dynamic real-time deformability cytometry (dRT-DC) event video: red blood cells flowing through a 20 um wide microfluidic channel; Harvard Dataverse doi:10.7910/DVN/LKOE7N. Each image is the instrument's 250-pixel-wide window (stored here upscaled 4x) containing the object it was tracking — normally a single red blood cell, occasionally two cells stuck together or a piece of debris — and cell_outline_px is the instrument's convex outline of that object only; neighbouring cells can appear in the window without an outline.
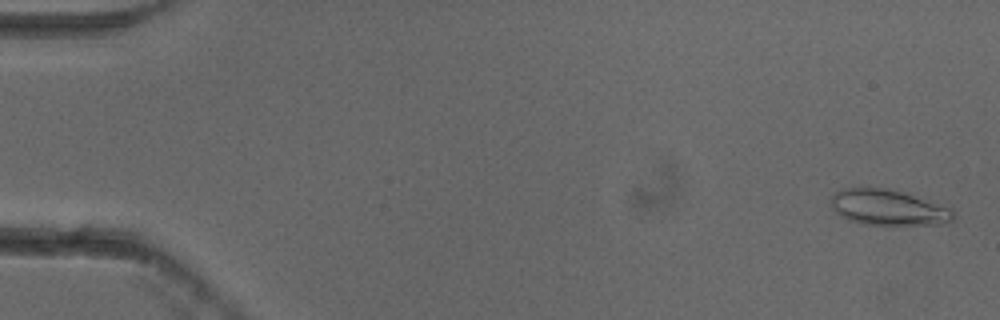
{"species": "common noctule bat (a hibernating species)", "species_latin": "Nyctalus noctula", "temperature_condition": "cold", "stored_images_in_passage": 54, "camera_frame_rate_fps": 3000, "um_per_image_px": 0.085, "animal": {"sex": "female"}, "frame": {"image": 1, "passage_image": 2, "time_ms": 0.333, "image_size_px": [1000, 320], "cell_outline_px": [[956, 216], [948, 224], [864, 224], [848, 220], [836, 212], [832, 208], [832, 196], [836, 192], [848, 188], [880, 188], [900, 192], [948, 208]], "centroid_in_image_um": [75.47, 17.66], "position_along_channel_um": 9.5, "area_um2": 24.51}}
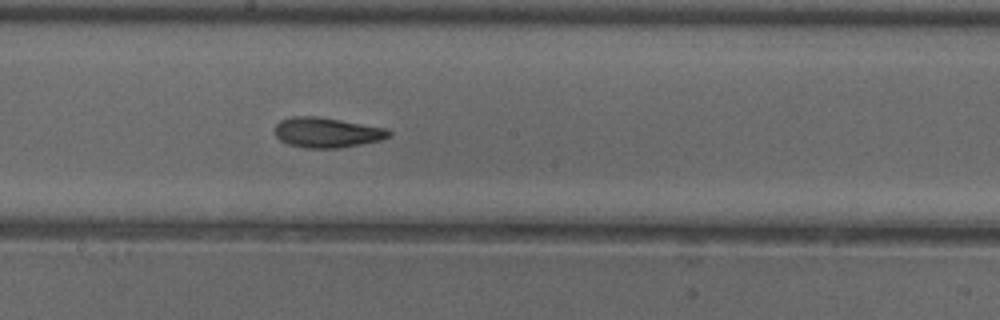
{"frame": {"image": 2, "passage_image": 30, "time_ms": 9.667, "image_size_px": [1000, 320], "cell_outline_px": [[392, 132], [388, 136], [380, 140], [340, 148], [308, 148], [288, 144], [280, 140], [276, 136], [276, 124], [280, 120], [292, 116], [320, 116], [388, 128]], "centroid_in_image_um": [27.79, 11.25], "position_along_channel_um": 220.4, "area_um2": 20.06}}
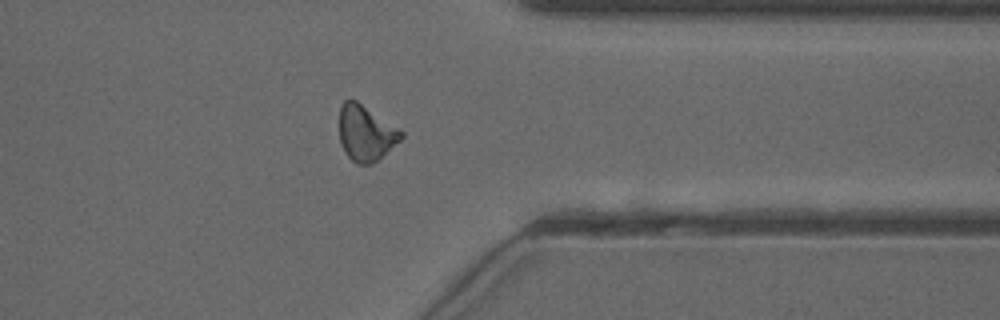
{"frame": {"image": 3, "passage_image": 43, "time_ms": 14.0, "image_size_px": [1000, 320], "cell_outline_px": [[404, 136], [400, 140], [372, 164], [356, 164], [344, 152], [340, 144], [340, 108], [344, 100], [356, 100], [400, 128], [404, 132]], "centroid_in_image_um": [31.1, 11.31], "position_along_channel_um": 380.3, "area_um2": 20.0}, "authors_computed_cell_mechanics": {"area_um2": 19.9699, "velocity_mm_per_s": 3.8527, "shape_relaxation_time_tau1_ms": 5.181, "shape_relaxation_time_tau2_ms": 4.6738, "deformation_change_tau1": 0.163, "deformation_change_tau2": 0.1416}}